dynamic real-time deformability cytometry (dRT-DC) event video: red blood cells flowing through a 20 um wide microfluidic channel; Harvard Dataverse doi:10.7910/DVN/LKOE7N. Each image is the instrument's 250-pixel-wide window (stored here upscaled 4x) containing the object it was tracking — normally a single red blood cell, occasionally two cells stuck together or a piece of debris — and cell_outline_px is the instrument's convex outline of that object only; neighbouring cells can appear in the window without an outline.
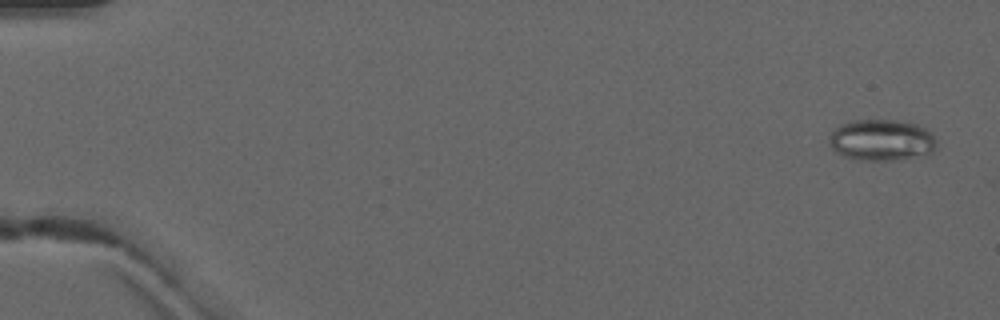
{"species": "common noctule bat (a hibernating species)", "species_latin": "Nyctalus noctula", "temperature_condition": "warm", "stored_images_in_passage": 5, "camera_frame_rate_fps": 3000, "um_per_image_px": 0.085, "animal": {"sex": "male", "forearm_length_mm": 52.5}, "frame": {"image": 1, "passage_image": 1, "time_ms": 0.0, "image_size_px": [1000, 320], "cell_outline_px": [[936, 148], [928, 156], [892, 160], [864, 160], [844, 156], [836, 152], [832, 148], [832, 132], [840, 124], [856, 120], [892, 120], [916, 124], [924, 128], [936, 140]], "centroid_in_image_um": [74.99, 11.92], "position_along_channel_um": 10.0, "area_um2": 25.55}}